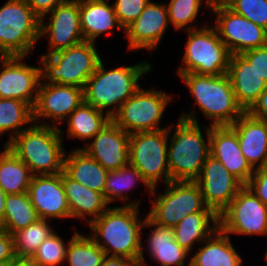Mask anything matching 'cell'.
<instances>
[{
	"label": "cell",
	"mask_w": 267,
	"mask_h": 266,
	"mask_svg": "<svg viewBox=\"0 0 267 266\" xmlns=\"http://www.w3.org/2000/svg\"><path fill=\"white\" fill-rule=\"evenodd\" d=\"M139 207H110L88 225L89 235L109 256L124 257L145 265L141 236L143 223ZM102 243H101V241Z\"/></svg>",
	"instance_id": "obj_1"
},
{
	"label": "cell",
	"mask_w": 267,
	"mask_h": 266,
	"mask_svg": "<svg viewBox=\"0 0 267 266\" xmlns=\"http://www.w3.org/2000/svg\"><path fill=\"white\" fill-rule=\"evenodd\" d=\"M195 109L181 113L170 142H168V167L171 181H195L210 155L211 125L203 127V136ZM206 138V139H205Z\"/></svg>",
	"instance_id": "obj_2"
},
{
	"label": "cell",
	"mask_w": 267,
	"mask_h": 266,
	"mask_svg": "<svg viewBox=\"0 0 267 266\" xmlns=\"http://www.w3.org/2000/svg\"><path fill=\"white\" fill-rule=\"evenodd\" d=\"M151 67V63L142 61L106 70L101 60L87 80L84 101L112 118L120 106L140 88L141 77L150 72Z\"/></svg>",
	"instance_id": "obj_3"
},
{
	"label": "cell",
	"mask_w": 267,
	"mask_h": 266,
	"mask_svg": "<svg viewBox=\"0 0 267 266\" xmlns=\"http://www.w3.org/2000/svg\"><path fill=\"white\" fill-rule=\"evenodd\" d=\"M62 130L51 125L33 123L16 135L7 146L35 175L63 172L64 150Z\"/></svg>",
	"instance_id": "obj_4"
},
{
	"label": "cell",
	"mask_w": 267,
	"mask_h": 266,
	"mask_svg": "<svg viewBox=\"0 0 267 266\" xmlns=\"http://www.w3.org/2000/svg\"><path fill=\"white\" fill-rule=\"evenodd\" d=\"M180 79L189 88L211 126H231L245 111L237 103L227 73L217 76L182 73Z\"/></svg>",
	"instance_id": "obj_5"
},
{
	"label": "cell",
	"mask_w": 267,
	"mask_h": 266,
	"mask_svg": "<svg viewBox=\"0 0 267 266\" xmlns=\"http://www.w3.org/2000/svg\"><path fill=\"white\" fill-rule=\"evenodd\" d=\"M95 45V42L83 41L51 55H41L38 63L42 65V80H47L44 83L85 88L102 60Z\"/></svg>",
	"instance_id": "obj_6"
},
{
	"label": "cell",
	"mask_w": 267,
	"mask_h": 266,
	"mask_svg": "<svg viewBox=\"0 0 267 266\" xmlns=\"http://www.w3.org/2000/svg\"><path fill=\"white\" fill-rule=\"evenodd\" d=\"M41 19L26 0H8L0 7V53L28 56L40 40Z\"/></svg>",
	"instance_id": "obj_7"
},
{
	"label": "cell",
	"mask_w": 267,
	"mask_h": 266,
	"mask_svg": "<svg viewBox=\"0 0 267 266\" xmlns=\"http://www.w3.org/2000/svg\"><path fill=\"white\" fill-rule=\"evenodd\" d=\"M186 32L188 38L178 76L182 73L208 76L227 73L231 53L221 41L216 28L204 25Z\"/></svg>",
	"instance_id": "obj_8"
},
{
	"label": "cell",
	"mask_w": 267,
	"mask_h": 266,
	"mask_svg": "<svg viewBox=\"0 0 267 266\" xmlns=\"http://www.w3.org/2000/svg\"><path fill=\"white\" fill-rule=\"evenodd\" d=\"M153 187L152 207L147 216L156 224L174 228L187 215L196 212H214L204 202L201 188L195 181H170L165 192L156 195Z\"/></svg>",
	"instance_id": "obj_9"
},
{
	"label": "cell",
	"mask_w": 267,
	"mask_h": 266,
	"mask_svg": "<svg viewBox=\"0 0 267 266\" xmlns=\"http://www.w3.org/2000/svg\"><path fill=\"white\" fill-rule=\"evenodd\" d=\"M172 126L157 131L136 132L129 136V163L152 186L159 180L166 185L171 181L168 167V141Z\"/></svg>",
	"instance_id": "obj_10"
},
{
	"label": "cell",
	"mask_w": 267,
	"mask_h": 266,
	"mask_svg": "<svg viewBox=\"0 0 267 266\" xmlns=\"http://www.w3.org/2000/svg\"><path fill=\"white\" fill-rule=\"evenodd\" d=\"M172 98L164 91L140 87L120 106L111 120L128 134L169 128H160L159 123Z\"/></svg>",
	"instance_id": "obj_11"
},
{
	"label": "cell",
	"mask_w": 267,
	"mask_h": 266,
	"mask_svg": "<svg viewBox=\"0 0 267 266\" xmlns=\"http://www.w3.org/2000/svg\"><path fill=\"white\" fill-rule=\"evenodd\" d=\"M215 28L231 55L267 45V30L235 13L223 1H214L211 9Z\"/></svg>",
	"instance_id": "obj_12"
},
{
	"label": "cell",
	"mask_w": 267,
	"mask_h": 266,
	"mask_svg": "<svg viewBox=\"0 0 267 266\" xmlns=\"http://www.w3.org/2000/svg\"><path fill=\"white\" fill-rule=\"evenodd\" d=\"M226 234L267 235V205L245 185L219 215Z\"/></svg>",
	"instance_id": "obj_13"
},
{
	"label": "cell",
	"mask_w": 267,
	"mask_h": 266,
	"mask_svg": "<svg viewBox=\"0 0 267 266\" xmlns=\"http://www.w3.org/2000/svg\"><path fill=\"white\" fill-rule=\"evenodd\" d=\"M49 15V23H44ZM48 37L46 56L70 48L84 40L82 35L79 0H66L41 18L40 39Z\"/></svg>",
	"instance_id": "obj_14"
},
{
	"label": "cell",
	"mask_w": 267,
	"mask_h": 266,
	"mask_svg": "<svg viewBox=\"0 0 267 266\" xmlns=\"http://www.w3.org/2000/svg\"><path fill=\"white\" fill-rule=\"evenodd\" d=\"M25 58L0 53V98L21 100L33 108L42 80L41 65L34 67L25 64Z\"/></svg>",
	"instance_id": "obj_15"
},
{
	"label": "cell",
	"mask_w": 267,
	"mask_h": 266,
	"mask_svg": "<svg viewBox=\"0 0 267 266\" xmlns=\"http://www.w3.org/2000/svg\"><path fill=\"white\" fill-rule=\"evenodd\" d=\"M82 102H84V88L49 84L41 80L33 107L34 123L58 127L57 123L64 122ZM39 118H42V122L38 121ZM43 119H52L53 124L44 123Z\"/></svg>",
	"instance_id": "obj_16"
},
{
	"label": "cell",
	"mask_w": 267,
	"mask_h": 266,
	"mask_svg": "<svg viewBox=\"0 0 267 266\" xmlns=\"http://www.w3.org/2000/svg\"><path fill=\"white\" fill-rule=\"evenodd\" d=\"M195 182L200 186L204 202L218 216L229 206L237 193L245 186L212 155L202 166Z\"/></svg>",
	"instance_id": "obj_17"
},
{
	"label": "cell",
	"mask_w": 267,
	"mask_h": 266,
	"mask_svg": "<svg viewBox=\"0 0 267 266\" xmlns=\"http://www.w3.org/2000/svg\"><path fill=\"white\" fill-rule=\"evenodd\" d=\"M129 136L122 128L110 120L84 148L87 155L94 158L106 170L120 169L129 163Z\"/></svg>",
	"instance_id": "obj_18"
},
{
	"label": "cell",
	"mask_w": 267,
	"mask_h": 266,
	"mask_svg": "<svg viewBox=\"0 0 267 266\" xmlns=\"http://www.w3.org/2000/svg\"><path fill=\"white\" fill-rule=\"evenodd\" d=\"M168 26L166 3L150 1L140 16L124 30L128 51L157 49Z\"/></svg>",
	"instance_id": "obj_19"
},
{
	"label": "cell",
	"mask_w": 267,
	"mask_h": 266,
	"mask_svg": "<svg viewBox=\"0 0 267 266\" xmlns=\"http://www.w3.org/2000/svg\"><path fill=\"white\" fill-rule=\"evenodd\" d=\"M28 194L39 218H70L62 172L54 175H35L32 177Z\"/></svg>",
	"instance_id": "obj_20"
},
{
	"label": "cell",
	"mask_w": 267,
	"mask_h": 266,
	"mask_svg": "<svg viewBox=\"0 0 267 266\" xmlns=\"http://www.w3.org/2000/svg\"><path fill=\"white\" fill-rule=\"evenodd\" d=\"M210 155L219 160L244 185L254 173L240 150L237 133L230 126H211Z\"/></svg>",
	"instance_id": "obj_21"
},
{
	"label": "cell",
	"mask_w": 267,
	"mask_h": 266,
	"mask_svg": "<svg viewBox=\"0 0 267 266\" xmlns=\"http://www.w3.org/2000/svg\"><path fill=\"white\" fill-rule=\"evenodd\" d=\"M227 75L237 103L247 112L267 88V82L242 54L231 55Z\"/></svg>",
	"instance_id": "obj_22"
},
{
	"label": "cell",
	"mask_w": 267,
	"mask_h": 266,
	"mask_svg": "<svg viewBox=\"0 0 267 266\" xmlns=\"http://www.w3.org/2000/svg\"><path fill=\"white\" fill-rule=\"evenodd\" d=\"M238 136L240 150L253 169L267 163V121L245 112L230 126Z\"/></svg>",
	"instance_id": "obj_23"
},
{
	"label": "cell",
	"mask_w": 267,
	"mask_h": 266,
	"mask_svg": "<svg viewBox=\"0 0 267 266\" xmlns=\"http://www.w3.org/2000/svg\"><path fill=\"white\" fill-rule=\"evenodd\" d=\"M62 183L70 210V218L84 219L89 224L109 208L102 193L74 181L64 172H62Z\"/></svg>",
	"instance_id": "obj_24"
},
{
	"label": "cell",
	"mask_w": 267,
	"mask_h": 266,
	"mask_svg": "<svg viewBox=\"0 0 267 266\" xmlns=\"http://www.w3.org/2000/svg\"><path fill=\"white\" fill-rule=\"evenodd\" d=\"M143 227H153L148 236L147 251L160 266H185V259L190 252L181 247L174 238L173 228L154 223L147 215ZM190 266V261L188 263Z\"/></svg>",
	"instance_id": "obj_25"
},
{
	"label": "cell",
	"mask_w": 267,
	"mask_h": 266,
	"mask_svg": "<svg viewBox=\"0 0 267 266\" xmlns=\"http://www.w3.org/2000/svg\"><path fill=\"white\" fill-rule=\"evenodd\" d=\"M79 16L85 41L95 42L102 34L114 28L122 29L113 5L106 0H79Z\"/></svg>",
	"instance_id": "obj_26"
},
{
	"label": "cell",
	"mask_w": 267,
	"mask_h": 266,
	"mask_svg": "<svg viewBox=\"0 0 267 266\" xmlns=\"http://www.w3.org/2000/svg\"><path fill=\"white\" fill-rule=\"evenodd\" d=\"M192 255L190 266H244L228 234L218 228Z\"/></svg>",
	"instance_id": "obj_27"
},
{
	"label": "cell",
	"mask_w": 267,
	"mask_h": 266,
	"mask_svg": "<svg viewBox=\"0 0 267 266\" xmlns=\"http://www.w3.org/2000/svg\"><path fill=\"white\" fill-rule=\"evenodd\" d=\"M71 151L69 155L65 154L63 172L74 181L104 195L109 171L79 147Z\"/></svg>",
	"instance_id": "obj_28"
},
{
	"label": "cell",
	"mask_w": 267,
	"mask_h": 266,
	"mask_svg": "<svg viewBox=\"0 0 267 266\" xmlns=\"http://www.w3.org/2000/svg\"><path fill=\"white\" fill-rule=\"evenodd\" d=\"M218 228L219 216L215 212H196L181 220L173 228V233L177 243L191 252L195 242L201 244Z\"/></svg>",
	"instance_id": "obj_29"
},
{
	"label": "cell",
	"mask_w": 267,
	"mask_h": 266,
	"mask_svg": "<svg viewBox=\"0 0 267 266\" xmlns=\"http://www.w3.org/2000/svg\"><path fill=\"white\" fill-rule=\"evenodd\" d=\"M110 120L105 112L84 101L68 116L67 135L70 139L91 140Z\"/></svg>",
	"instance_id": "obj_30"
},
{
	"label": "cell",
	"mask_w": 267,
	"mask_h": 266,
	"mask_svg": "<svg viewBox=\"0 0 267 266\" xmlns=\"http://www.w3.org/2000/svg\"><path fill=\"white\" fill-rule=\"evenodd\" d=\"M141 181L145 187L149 190V194H152L153 187L147 182L144 176L130 163L124 167L109 171L104 187V198L108 204L114 203L113 201L119 199L123 203V206H139L140 201L134 200L126 203L129 200L127 193L130 188H133L135 183ZM128 190V191H127ZM126 201V202H124Z\"/></svg>",
	"instance_id": "obj_31"
},
{
	"label": "cell",
	"mask_w": 267,
	"mask_h": 266,
	"mask_svg": "<svg viewBox=\"0 0 267 266\" xmlns=\"http://www.w3.org/2000/svg\"><path fill=\"white\" fill-rule=\"evenodd\" d=\"M0 152V187L7 195L28 192L33 177L29 167L7 146Z\"/></svg>",
	"instance_id": "obj_32"
},
{
	"label": "cell",
	"mask_w": 267,
	"mask_h": 266,
	"mask_svg": "<svg viewBox=\"0 0 267 266\" xmlns=\"http://www.w3.org/2000/svg\"><path fill=\"white\" fill-rule=\"evenodd\" d=\"M33 123V108L29 104L21 100L0 98V136L8 131L11 133L4 145L29 128L23 126Z\"/></svg>",
	"instance_id": "obj_33"
},
{
	"label": "cell",
	"mask_w": 267,
	"mask_h": 266,
	"mask_svg": "<svg viewBox=\"0 0 267 266\" xmlns=\"http://www.w3.org/2000/svg\"><path fill=\"white\" fill-rule=\"evenodd\" d=\"M28 192L7 195L3 225L0 229L11 235L38 220Z\"/></svg>",
	"instance_id": "obj_34"
},
{
	"label": "cell",
	"mask_w": 267,
	"mask_h": 266,
	"mask_svg": "<svg viewBox=\"0 0 267 266\" xmlns=\"http://www.w3.org/2000/svg\"><path fill=\"white\" fill-rule=\"evenodd\" d=\"M55 231L47 220L39 218L12 234L16 259H31L38 247Z\"/></svg>",
	"instance_id": "obj_35"
},
{
	"label": "cell",
	"mask_w": 267,
	"mask_h": 266,
	"mask_svg": "<svg viewBox=\"0 0 267 266\" xmlns=\"http://www.w3.org/2000/svg\"><path fill=\"white\" fill-rule=\"evenodd\" d=\"M105 256L104 250L89 235L76 230L67 246L65 261L68 266H101Z\"/></svg>",
	"instance_id": "obj_36"
},
{
	"label": "cell",
	"mask_w": 267,
	"mask_h": 266,
	"mask_svg": "<svg viewBox=\"0 0 267 266\" xmlns=\"http://www.w3.org/2000/svg\"><path fill=\"white\" fill-rule=\"evenodd\" d=\"M214 0H170L169 4H166L168 10V19L176 29L194 30L201 27L192 26V22H195L200 12V6L202 4L206 7H212ZM191 23V24H190Z\"/></svg>",
	"instance_id": "obj_37"
},
{
	"label": "cell",
	"mask_w": 267,
	"mask_h": 266,
	"mask_svg": "<svg viewBox=\"0 0 267 266\" xmlns=\"http://www.w3.org/2000/svg\"><path fill=\"white\" fill-rule=\"evenodd\" d=\"M68 245L69 241L65 244L64 240L54 232L38 247L31 260L39 266H58L66 262Z\"/></svg>",
	"instance_id": "obj_38"
},
{
	"label": "cell",
	"mask_w": 267,
	"mask_h": 266,
	"mask_svg": "<svg viewBox=\"0 0 267 266\" xmlns=\"http://www.w3.org/2000/svg\"><path fill=\"white\" fill-rule=\"evenodd\" d=\"M235 13L267 30V0H223Z\"/></svg>",
	"instance_id": "obj_39"
},
{
	"label": "cell",
	"mask_w": 267,
	"mask_h": 266,
	"mask_svg": "<svg viewBox=\"0 0 267 266\" xmlns=\"http://www.w3.org/2000/svg\"><path fill=\"white\" fill-rule=\"evenodd\" d=\"M151 0H115L112 4L123 31L131 25Z\"/></svg>",
	"instance_id": "obj_40"
},
{
	"label": "cell",
	"mask_w": 267,
	"mask_h": 266,
	"mask_svg": "<svg viewBox=\"0 0 267 266\" xmlns=\"http://www.w3.org/2000/svg\"><path fill=\"white\" fill-rule=\"evenodd\" d=\"M246 186L263 202L267 205V163L257 169L251 176Z\"/></svg>",
	"instance_id": "obj_41"
},
{
	"label": "cell",
	"mask_w": 267,
	"mask_h": 266,
	"mask_svg": "<svg viewBox=\"0 0 267 266\" xmlns=\"http://www.w3.org/2000/svg\"><path fill=\"white\" fill-rule=\"evenodd\" d=\"M241 54L251 65H253L256 72L267 82V45L244 51Z\"/></svg>",
	"instance_id": "obj_42"
},
{
	"label": "cell",
	"mask_w": 267,
	"mask_h": 266,
	"mask_svg": "<svg viewBox=\"0 0 267 266\" xmlns=\"http://www.w3.org/2000/svg\"><path fill=\"white\" fill-rule=\"evenodd\" d=\"M15 260L13 236L0 229V262H14Z\"/></svg>",
	"instance_id": "obj_43"
},
{
	"label": "cell",
	"mask_w": 267,
	"mask_h": 266,
	"mask_svg": "<svg viewBox=\"0 0 267 266\" xmlns=\"http://www.w3.org/2000/svg\"><path fill=\"white\" fill-rule=\"evenodd\" d=\"M33 12L41 19L66 0H26Z\"/></svg>",
	"instance_id": "obj_44"
},
{
	"label": "cell",
	"mask_w": 267,
	"mask_h": 266,
	"mask_svg": "<svg viewBox=\"0 0 267 266\" xmlns=\"http://www.w3.org/2000/svg\"><path fill=\"white\" fill-rule=\"evenodd\" d=\"M247 112L255 118L267 121V88Z\"/></svg>",
	"instance_id": "obj_45"
},
{
	"label": "cell",
	"mask_w": 267,
	"mask_h": 266,
	"mask_svg": "<svg viewBox=\"0 0 267 266\" xmlns=\"http://www.w3.org/2000/svg\"><path fill=\"white\" fill-rule=\"evenodd\" d=\"M101 266H138V264L124 257L106 255Z\"/></svg>",
	"instance_id": "obj_46"
},
{
	"label": "cell",
	"mask_w": 267,
	"mask_h": 266,
	"mask_svg": "<svg viewBox=\"0 0 267 266\" xmlns=\"http://www.w3.org/2000/svg\"><path fill=\"white\" fill-rule=\"evenodd\" d=\"M6 198H7V194L0 187V228L2 227L3 221H4Z\"/></svg>",
	"instance_id": "obj_47"
},
{
	"label": "cell",
	"mask_w": 267,
	"mask_h": 266,
	"mask_svg": "<svg viewBox=\"0 0 267 266\" xmlns=\"http://www.w3.org/2000/svg\"><path fill=\"white\" fill-rule=\"evenodd\" d=\"M11 266H39L31 259H16Z\"/></svg>",
	"instance_id": "obj_48"
},
{
	"label": "cell",
	"mask_w": 267,
	"mask_h": 266,
	"mask_svg": "<svg viewBox=\"0 0 267 266\" xmlns=\"http://www.w3.org/2000/svg\"><path fill=\"white\" fill-rule=\"evenodd\" d=\"M12 262H0V266H11Z\"/></svg>",
	"instance_id": "obj_49"
},
{
	"label": "cell",
	"mask_w": 267,
	"mask_h": 266,
	"mask_svg": "<svg viewBox=\"0 0 267 266\" xmlns=\"http://www.w3.org/2000/svg\"><path fill=\"white\" fill-rule=\"evenodd\" d=\"M264 257H265V260L267 261V251H266V253H265V256H264ZM266 263H267V262H266Z\"/></svg>",
	"instance_id": "obj_50"
}]
</instances>
